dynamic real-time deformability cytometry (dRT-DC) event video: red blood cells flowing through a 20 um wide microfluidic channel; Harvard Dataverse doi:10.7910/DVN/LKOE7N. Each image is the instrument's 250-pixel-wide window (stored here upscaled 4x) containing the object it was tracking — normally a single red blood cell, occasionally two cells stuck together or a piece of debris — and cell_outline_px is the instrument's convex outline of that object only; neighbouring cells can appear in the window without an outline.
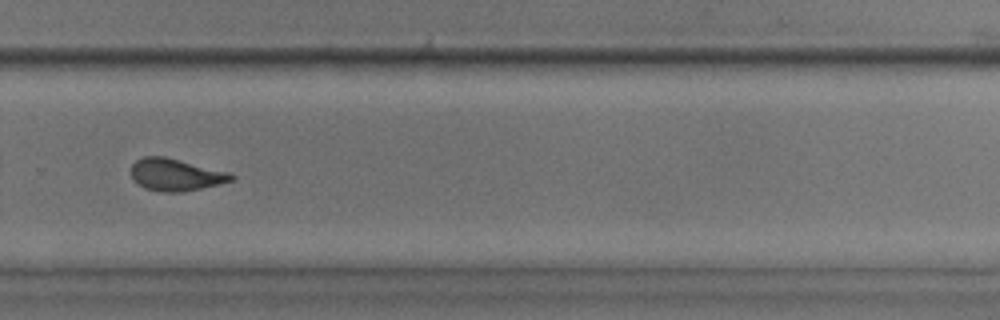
{"species": "common noctule bat (a hibernating species)", "species_latin": "Nyctalus noctula", "temperature_condition": "room temperature", "stored_images_in_passage": 52, "camera_frame_rate_fps": 3000, "um_per_image_px": 0.085, "animal": {"sex": "male", "body_mass_g": 17.9, "forearm_length_mm": 54.2}, "frame": {"image": 1, "passage_image": 37, "time_ms": 12.0, "image_size_px": [1000, 320], "cell_outline_px": [[236, 176], [232, 180], [220, 184], [180, 192], [160, 192], [144, 188], [132, 180], [132, 164], [136, 160], [144, 156], [164, 156], [228, 172]], "centroid_in_image_um": [14.9, 14.85], "position_along_channel_um": 314.9, "area_um2": 18.67}}
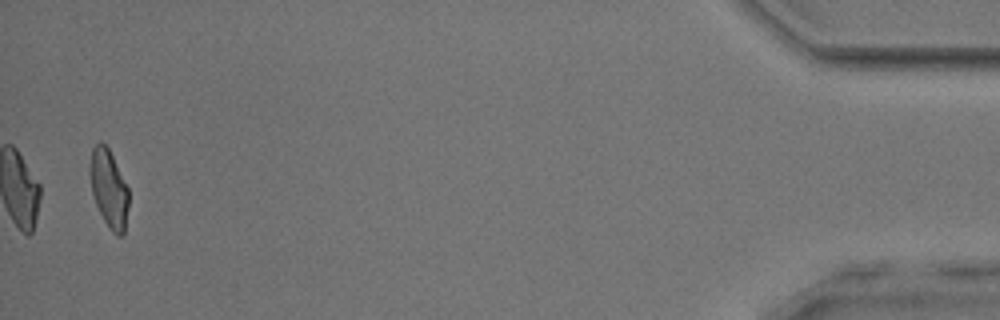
{"frame": {"image": 2, "passage_image": 52, "time_ms": 17.0, "image_size_px": [1000, 320], "cell_outline_px": [[128, 204], [124, 236], [116, 236], [112, 232], [104, 220], [96, 204], [92, 192], [88, 172], [92, 148], [100, 140], [108, 148], [128, 188]], "centroid_in_image_um": [9.23, 16.04], "position_along_channel_um": 426.0, "area_um2": 17.51}, "authors_computed_cell_mechanics": {"area_um2": 19.1896, "velocity_mm_per_s": 3.926, "shape_relaxation_time_tau1_ms": 6.5123, "shape_relaxation_time_tau2_ms": 1.1437, "deformation_change_tau1": 0.2055, "deformation_change_tau2": 0.0804}}